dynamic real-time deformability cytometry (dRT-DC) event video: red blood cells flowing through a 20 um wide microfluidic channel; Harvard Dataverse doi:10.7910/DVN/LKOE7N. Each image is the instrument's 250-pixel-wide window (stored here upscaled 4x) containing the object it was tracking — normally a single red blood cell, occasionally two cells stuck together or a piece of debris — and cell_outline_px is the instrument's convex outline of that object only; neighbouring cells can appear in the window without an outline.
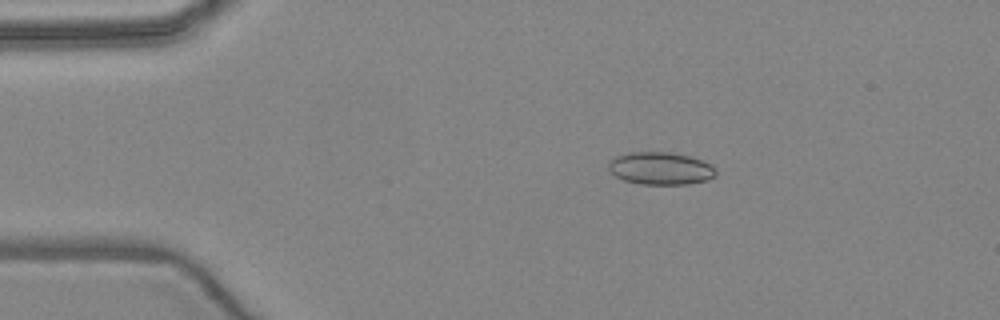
{"species": "common noctule bat (a hibernating species)", "species_latin": "Nyctalus noctula", "temperature_condition": "warm", "stored_images_in_passage": 2, "camera_frame_rate_fps": 3000, "um_per_image_px": 0.085, "animal": {"sex": "female", "body_mass_g": 24.6, "forearm_length_mm": 56.2}, "frame": {"image": 1, "passage_image": 1, "time_ms": 0.0, "image_size_px": [1000, 320], "cell_outline_px": [[716, 176], [708, 180], [688, 184], [640, 184], [624, 180], [616, 176], [608, 168], [608, 164], [616, 156], [628, 152], [668, 152], [688, 156], [700, 160], [716, 168]], "centroid_in_image_um": [56.15, 14.32], "position_along_channel_um": 28.8, "area_um2": 20.23}}